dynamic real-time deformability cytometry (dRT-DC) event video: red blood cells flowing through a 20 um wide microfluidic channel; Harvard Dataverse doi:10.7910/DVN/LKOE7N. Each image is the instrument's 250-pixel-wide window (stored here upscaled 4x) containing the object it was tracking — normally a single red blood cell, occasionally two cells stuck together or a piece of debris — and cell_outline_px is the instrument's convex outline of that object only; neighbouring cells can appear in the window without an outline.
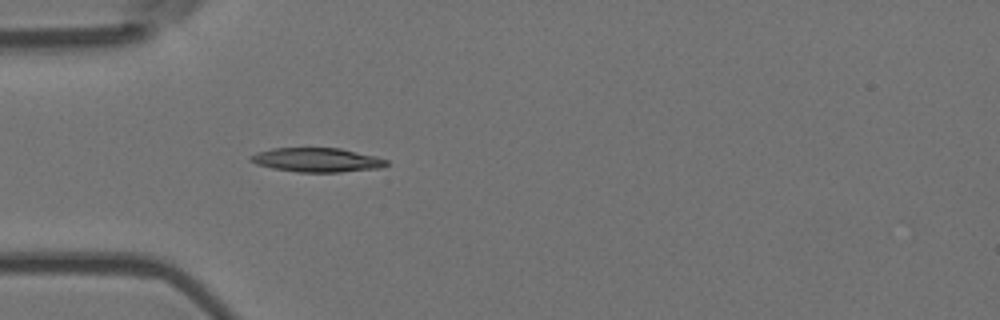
{"species": "Egyptian fruit bat (a non-hibernating species)", "species_latin": "Rousettus aegyptiacus", "temperature_condition": "room temperature", "stored_images_in_passage": 3, "camera_frame_rate_fps": 3000, "um_per_image_px": 0.085, "animal": {"sex": "female"}, "frame": {"image": 1, "passage_image": 3, "time_ms": 0.667, "image_size_px": [1000, 320], "cell_outline_px": [[388, 164], [380, 168], [340, 172], [296, 172], [272, 168], [256, 164], [248, 160], [248, 156], [256, 152], [272, 148], [340, 148], [376, 156], [388, 160]], "centroid_in_image_um": [26.9, 13.59], "position_along_channel_um": 58.1, "area_um2": 19.25}}